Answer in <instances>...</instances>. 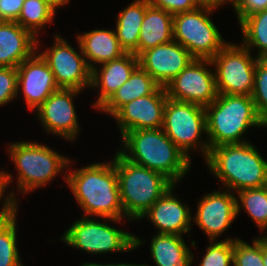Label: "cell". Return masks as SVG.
<instances>
[{"mask_svg": "<svg viewBox=\"0 0 267 266\" xmlns=\"http://www.w3.org/2000/svg\"><path fill=\"white\" fill-rule=\"evenodd\" d=\"M64 179L86 217L111 222L125 218L120 198L115 156L110 162L92 163L64 174Z\"/></svg>", "mask_w": 267, "mask_h": 266, "instance_id": "1", "label": "cell"}, {"mask_svg": "<svg viewBox=\"0 0 267 266\" xmlns=\"http://www.w3.org/2000/svg\"><path fill=\"white\" fill-rule=\"evenodd\" d=\"M122 150L125 159L161 173L174 185L189 172L191 159L167 137L162 128L140 129L125 132Z\"/></svg>", "mask_w": 267, "mask_h": 266, "instance_id": "2", "label": "cell"}, {"mask_svg": "<svg viewBox=\"0 0 267 266\" xmlns=\"http://www.w3.org/2000/svg\"><path fill=\"white\" fill-rule=\"evenodd\" d=\"M205 162L210 172L231 192L267 186V160L252 143L213 147Z\"/></svg>", "mask_w": 267, "mask_h": 266, "instance_id": "3", "label": "cell"}, {"mask_svg": "<svg viewBox=\"0 0 267 266\" xmlns=\"http://www.w3.org/2000/svg\"><path fill=\"white\" fill-rule=\"evenodd\" d=\"M205 111L210 149L222 144L247 143L243 136L249 128L267 127L249 95L218 94Z\"/></svg>", "mask_w": 267, "mask_h": 266, "instance_id": "4", "label": "cell"}, {"mask_svg": "<svg viewBox=\"0 0 267 266\" xmlns=\"http://www.w3.org/2000/svg\"><path fill=\"white\" fill-rule=\"evenodd\" d=\"M120 198L125 217L138 221L174 184L164 175L115 155Z\"/></svg>", "mask_w": 267, "mask_h": 266, "instance_id": "5", "label": "cell"}, {"mask_svg": "<svg viewBox=\"0 0 267 266\" xmlns=\"http://www.w3.org/2000/svg\"><path fill=\"white\" fill-rule=\"evenodd\" d=\"M7 149L18 171V191L24 194L46 186L72 162L41 143L18 141Z\"/></svg>", "mask_w": 267, "mask_h": 266, "instance_id": "6", "label": "cell"}, {"mask_svg": "<svg viewBox=\"0 0 267 266\" xmlns=\"http://www.w3.org/2000/svg\"><path fill=\"white\" fill-rule=\"evenodd\" d=\"M61 240L68 246L91 254L133 251L145 241L105 221L83 216L64 232Z\"/></svg>", "mask_w": 267, "mask_h": 266, "instance_id": "7", "label": "cell"}, {"mask_svg": "<svg viewBox=\"0 0 267 266\" xmlns=\"http://www.w3.org/2000/svg\"><path fill=\"white\" fill-rule=\"evenodd\" d=\"M162 129L188 159L189 152L193 149H200L204 160L207 159L210 151L209 142L200 139L202 133H207L205 107L167 97Z\"/></svg>", "mask_w": 267, "mask_h": 266, "instance_id": "8", "label": "cell"}, {"mask_svg": "<svg viewBox=\"0 0 267 266\" xmlns=\"http://www.w3.org/2000/svg\"><path fill=\"white\" fill-rule=\"evenodd\" d=\"M213 9L198 7L173 15V40L195 59L213 58L228 42L208 16Z\"/></svg>", "mask_w": 267, "mask_h": 266, "instance_id": "9", "label": "cell"}, {"mask_svg": "<svg viewBox=\"0 0 267 266\" xmlns=\"http://www.w3.org/2000/svg\"><path fill=\"white\" fill-rule=\"evenodd\" d=\"M245 46L227 43L213 58L218 94L252 95L256 62Z\"/></svg>", "mask_w": 267, "mask_h": 266, "instance_id": "10", "label": "cell"}, {"mask_svg": "<svg viewBox=\"0 0 267 266\" xmlns=\"http://www.w3.org/2000/svg\"><path fill=\"white\" fill-rule=\"evenodd\" d=\"M55 43L41 56L47 61L59 89H75L82 91L91 87V69L86 63L80 44L79 52L75 50L61 35H55Z\"/></svg>", "mask_w": 267, "mask_h": 266, "instance_id": "11", "label": "cell"}, {"mask_svg": "<svg viewBox=\"0 0 267 266\" xmlns=\"http://www.w3.org/2000/svg\"><path fill=\"white\" fill-rule=\"evenodd\" d=\"M208 66V67H207ZM210 59H194L166 86L167 97L206 107L217 97L215 71Z\"/></svg>", "mask_w": 267, "mask_h": 266, "instance_id": "12", "label": "cell"}, {"mask_svg": "<svg viewBox=\"0 0 267 266\" xmlns=\"http://www.w3.org/2000/svg\"><path fill=\"white\" fill-rule=\"evenodd\" d=\"M78 94H80L79 90L59 89L34 111L47 133L74 142L80 131L73 103L74 96Z\"/></svg>", "mask_w": 267, "mask_h": 266, "instance_id": "13", "label": "cell"}, {"mask_svg": "<svg viewBox=\"0 0 267 266\" xmlns=\"http://www.w3.org/2000/svg\"><path fill=\"white\" fill-rule=\"evenodd\" d=\"M166 101L165 87L160 86L153 94L123 105L113 115L118 123L120 135L131 130L162 128Z\"/></svg>", "mask_w": 267, "mask_h": 266, "instance_id": "14", "label": "cell"}, {"mask_svg": "<svg viewBox=\"0 0 267 266\" xmlns=\"http://www.w3.org/2000/svg\"><path fill=\"white\" fill-rule=\"evenodd\" d=\"M21 89L28 109L34 111L59 90L47 61L36 51L17 67V93Z\"/></svg>", "mask_w": 267, "mask_h": 266, "instance_id": "15", "label": "cell"}, {"mask_svg": "<svg viewBox=\"0 0 267 266\" xmlns=\"http://www.w3.org/2000/svg\"><path fill=\"white\" fill-rule=\"evenodd\" d=\"M231 191H213L205 194L197 204L194 221L205 232L209 241L220 237L237 218L236 196Z\"/></svg>", "mask_w": 267, "mask_h": 266, "instance_id": "16", "label": "cell"}, {"mask_svg": "<svg viewBox=\"0 0 267 266\" xmlns=\"http://www.w3.org/2000/svg\"><path fill=\"white\" fill-rule=\"evenodd\" d=\"M194 59L187 49L174 40L143 51L138 56L139 66L161 87H165Z\"/></svg>", "mask_w": 267, "mask_h": 266, "instance_id": "17", "label": "cell"}, {"mask_svg": "<svg viewBox=\"0 0 267 266\" xmlns=\"http://www.w3.org/2000/svg\"><path fill=\"white\" fill-rule=\"evenodd\" d=\"M174 187L176 185L171 186L141 217H148L156 229L158 228L157 233L183 235L191 229L190 207L174 195Z\"/></svg>", "mask_w": 267, "mask_h": 266, "instance_id": "18", "label": "cell"}, {"mask_svg": "<svg viewBox=\"0 0 267 266\" xmlns=\"http://www.w3.org/2000/svg\"><path fill=\"white\" fill-rule=\"evenodd\" d=\"M138 66V57L130 52L100 65V69L96 66L91 73V88H98L100 95L92 107L99 110Z\"/></svg>", "mask_w": 267, "mask_h": 266, "instance_id": "19", "label": "cell"}, {"mask_svg": "<svg viewBox=\"0 0 267 266\" xmlns=\"http://www.w3.org/2000/svg\"><path fill=\"white\" fill-rule=\"evenodd\" d=\"M39 39L15 21H0V67L17 68L35 51Z\"/></svg>", "mask_w": 267, "mask_h": 266, "instance_id": "20", "label": "cell"}, {"mask_svg": "<svg viewBox=\"0 0 267 266\" xmlns=\"http://www.w3.org/2000/svg\"><path fill=\"white\" fill-rule=\"evenodd\" d=\"M77 39L91 71L96 67L95 64L102 65L126 53L114 30L94 29L78 34Z\"/></svg>", "mask_w": 267, "mask_h": 266, "instance_id": "21", "label": "cell"}, {"mask_svg": "<svg viewBox=\"0 0 267 266\" xmlns=\"http://www.w3.org/2000/svg\"><path fill=\"white\" fill-rule=\"evenodd\" d=\"M140 28L138 56L143 51L173 40V15L147 0V9Z\"/></svg>", "mask_w": 267, "mask_h": 266, "instance_id": "22", "label": "cell"}, {"mask_svg": "<svg viewBox=\"0 0 267 266\" xmlns=\"http://www.w3.org/2000/svg\"><path fill=\"white\" fill-rule=\"evenodd\" d=\"M0 210V266H23L17 247L16 216L18 201L10 191Z\"/></svg>", "mask_w": 267, "mask_h": 266, "instance_id": "23", "label": "cell"}, {"mask_svg": "<svg viewBox=\"0 0 267 266\" xmlns=\"http://www.w3.org/2000/svg\"><path fill=\"white\" fill-rule=\"evenodd\" d=\"M150 253L156 266H190L194 255L182 235L156 233L152 236Z\"/></svg>", "mask_w": 267, "mask_h": 266, "instance_id": "24", "label": "cell"}, {"mask_svg": "<svg viewBox=\"0 0 267 266\" xmlns=\"http://www.w3.org/2000/svg\"><path fill=\"white\" fill-rule=\"evenodd\" d=\"M159 87L160 85L138 66L99 111L113 116L126 103L153 94Z\"/></svg>", "mask_w": 267, "mask_h": 266, "instance_id": "25", "label": "cell"}, {"mask_svg": "<svg viewBox=\"0 0 267 266\" xmlns=\"http://www.w3.org/2000/svg\"><path fill=\"white\" fill-rule=\"evenodd\" d=\"M147 9V0H135L119 12L115 34L125 52L138 57V43L141 25Z\"/></svg>", "mask_w": 267, "mask_h": 266, "instance_id": "26", "label": "cell"}, {"mask_svg": "<svg viewBox=\"0 0 267 266\" xmlns=\"http://www.w3.org/2000/svg\"><path fill=\"white\" fill-rule=\"evenodd\" d=\"M55 14L56 10L46 0H24L15 22L38 38V31L43 30L48 23H53Z\"/></svg>", "mask_w": 267, "mask_h": 266, "instance_id": "27", "label": "cell"}, {"mask_svg": "<svg viewBox=\"0 0 267 266\" xmlns=\"http://www.w3.org/2000/svg\"><path fill=\"white\" fill-rule=\"evenodd\" d=\"M243 41L247 49L256 48L257 58H267V9L255 13L240 23Z\"/></svg>", "mask_w": 267, "mask_h": 266, "instance_id": "28", "label": "cell"}, {"mask_svg": "<svg viewBox=\"0 0 267 266\" xmlns=\"http://www.w3.org/2000/svg\"><path fill=\"white\" fill-rule=\"evenodd\" d=\"M237 216L241 208L257 224L260 231L267 229V186L261 188L244 189L236 192Z\"/></svg>", "mask_w": 267, "mask_h": 266, "instance_id": "29", "label": "cell"}, {"mask_svg": "<svg viewBox=\"0 0 267 266\" xmlns=\"http://www.w3.org/2000/svg\"><path fill=\"white\" fill-rule=\"evenodd\" d=\"M252 242L250 245L239 238L234 240L232 266H264L263 241L256 237Z\"/></svg>", "mask_w": 267, "mask_h": 266, "instance_id": "30", "label": "cell"}, {"mask_svg": "<svg viewBox=\"0 0 267 266\" xmlns=\"http://www.w3.org/2000/svg\"><path fill=\"white\" fill-rule=\"evenodd\" d=\"M234 239L226 238L216 242L210 241L206 253L198 266H230L233 265Z\"/></svg>", "mask_w": 267, "mask_h": 266, "instance_id": "31", "label": "cell"}, {"mask_svg": "<svg viewBox=\"0 0 267 266\" xmlns=\"http://www.w3.org/2000/svg\"><path fill=\"white\" fill-rule=\"evenodd\" d=\"M251 96L259 116L267 124V58H259L256 62Z\"/></svg>", "mask_w": 267, "mask_h": 266, "instance_id": "32", "label": "cell"}, {"mask_svg": "<svg viewBox=\"0 0 267 266\" xmlns=\"http://www.w3.org/2000/svg\"><path fill=\"white\" fill-rule=\"evenodd\" d=\"M17 68L0 67V106L17 98Z\"/></svg>", "mask_w": 267, "mask_h": 266, "instance_id": "33", "label": "cell"}, {"mask_svg": "<svg viewBox=\"0 0 267 266\" xmlns=\"http://www.w3.org/2000/svg\"><path fill=\"white\" fill-rule=\"evenodd\" d=\"M150 3L158 8L169 12L172 15L189 12L199 6L195 0H149Z\"/></svg>", "mask_w": 267, "mask_h": 266, "instance_id": "34", "label": "cell"}, {"mask_svg": "<svg viewBox=\"0 0 267 266\" xmlns=\"http://www.w3.org/2000/svg\"><path fill=\"white\" fill-rule=\"evenodd\" d=\"M233 8L240 23L247 17L267 9V0H237Z\"/></svg>", "mask_w": 267, "mask_h": 266, "instance_id": "35", "label": "cell"}, {"mask_svg": "<svg viewBox=\"0 0 267 266\" xmlns=\"http://www.w3.org/2000/svg\"><path fill=\"white\" fill-rule=\"evenodd\" d=\"M24 0H0V21H16Z\"/></svg>", "mask_w": 267, "mask_h": 266, "instance_id": "36", "label": "cell"}, {"mask_svg": "<svg viewBox=\"0 0 267 266\" xmlns=\"http://www.w3.org/2000/svg\"><path fill=\"white\" fill-rule=\"evenodd\" d=\"M199 7L210 8L213 10L218 9L221 5L225 3H231L234 6V3L231 0H195Z\"/></svg>", "mask_w": 267, "mask_h": 266, "instance_id": "37", "label": "cell"}, {"mask_svg": "<svg viewBox=\"0 0 267 266\" xmlns=\"http://www.w3.org/2000/svg\"><path fill=\"white\" fill-rule=\"evenodd\" d=\"M12 174L7 171H0V200L3 198V195L6 193V189L9 184L12 183Z\"/></svg>", "mask_w": 267, "mask_h": 266, "instance_id": "38", "label": "cell"}, {"mask_svg": "<svg viewBox=\"0 0 267 266\" xmlns=\"http://www.w3.org/2000/svg\"><path fill=\"white\" fill-rule=\"evenodd\" d=\"M81 266H149V265H145V264H128V263H110V264H101V263H83V265Z\"/></svg>", "mask_w": 267, "mask_h": 266, "instance_id": "39", "label": "cell"}, {"mask_svg": "<svg viewBox=\"0 0 267 266\" xmlns=\"http://www.w3.org/2000/svg\"><path fill=\"white\" fill-rule=\"evenodd\" d=\"M46 2L57 10L60 7H63L65 4L69 3V0H46Z\"/></svg>", "mask_w": 267, "mask_h": 266, "instance_id": "40", "label": "cell"}, {"mask_svg": "<svg viewBox=\"0 0 267 266\" xmlns=\"http://www.w3.org/2000/svg\"><path fill=\"white\" fill-rule=\"evenodd\" d=\"M263 263L267 266V246L263 242Z\"/></svg>", "mask_w": 267, "mask_h": 266, "instance_id": "41", "label": "cell"}, {"mask_svg": "<svg viewBox=\"0 0 267 266\" xmlns=\"http://www.w3.org/2000/svg\"><path fill=\"white\" fill-rule=\"evenodd\" d=\"M266 234H264L262 237L260 236V238L264 242V244L267 246V235Z\"/></svg>", "mask_w": 267, "mask_h": 266, "instance_id": "42", "label": "cell"}]
</instances>
